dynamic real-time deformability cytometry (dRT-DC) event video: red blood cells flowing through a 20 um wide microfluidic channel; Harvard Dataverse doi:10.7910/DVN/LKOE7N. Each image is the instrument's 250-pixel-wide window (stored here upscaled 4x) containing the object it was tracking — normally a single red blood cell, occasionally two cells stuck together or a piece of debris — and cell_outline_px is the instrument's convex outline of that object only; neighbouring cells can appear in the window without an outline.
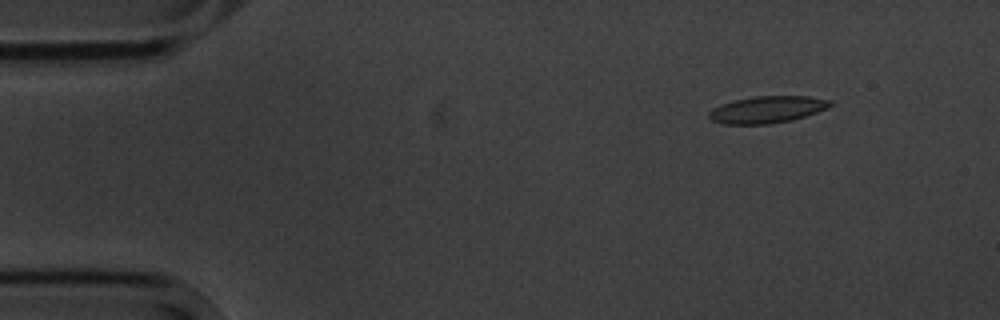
{"species": "common noctule bat (a hibernating species)", "species_latin": "Nyctalus noctula", "temperature_condition": "cold", "stored_images_in_passage": 7, "camera_frame_rate_fps": 3000, "um_per_image_px": 0.085, "animal": {"sex": "male", "body_mass_g": 20.1, "forearm_length_mm": 53.5}, "frame": {"image": 1, "passage_image": 2, "time_ms": 1.0, "image_size_px": [1000, 320], "cell_outline_px": [[836, 104], [828, 108], [792, 120], [768, 124], [724, 124], [712, 120], [708, 116], [708, 112], [712, 108], [720, 104], [732, 100], [752, 96], [808, 96], [832, 100]], "centroid_in_image_um": [65.21, 9.3], "position_along_channel_um": 19.8, "area_um2": 19.25}}
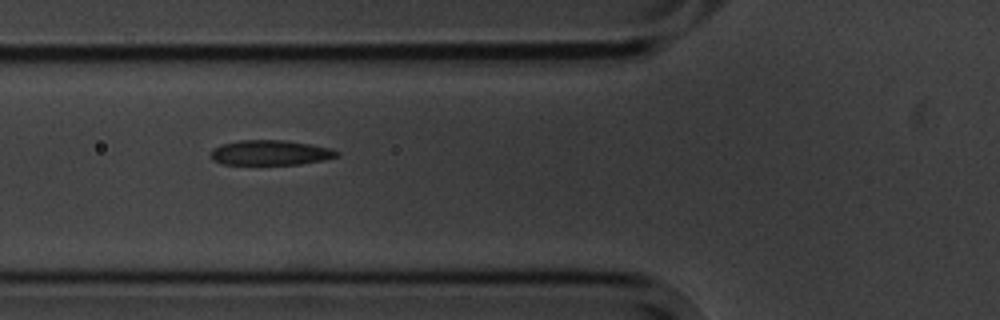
{"frame": {"image": 2, "passage_image": 6, "time_ms": 5.667, "image_size_px": [1000, 320], "cell_outline_px": [[340, 156], [324, 160], [300, 164], [224, 164], [212, 160], [208, 156], [208, 152], [212, 148], [220, 144], [240, 140], [288, 140], [312, 144], [332, 148], [340, 152]], "centroid_in_image_um": [22.97, 12.97], "position_along_channel_um": 102.8, "area_um2": 18.79}}
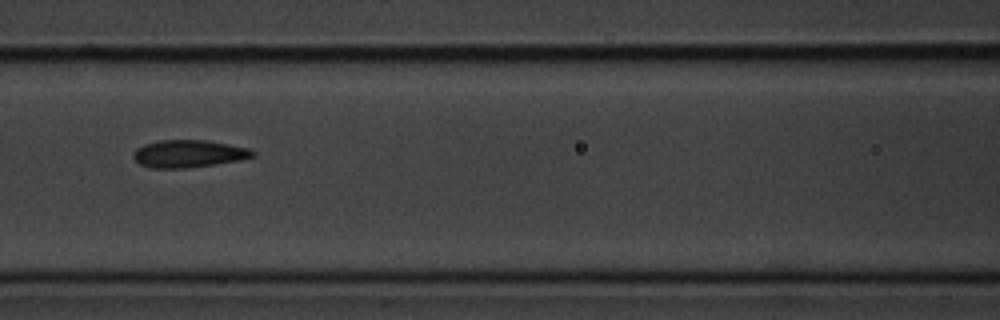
{"frame": {"image": 3, "passage_image": 7, "time_ms": 7.0, "image_size_px": [1000, 320], "cell_outline_px": [[256, 156], [240, 160], [216, 164], [188, 168], [148, 168], [140, 164], [132, 156], [132, 152], [136, 148], [144, 144], [160, 140], [208, 140], [252, 148], [256, 152]], "centroid_in_image_um": [16.06, 13.06], "position_along_channel_um": 150.5, "area_um2": 19.48}}